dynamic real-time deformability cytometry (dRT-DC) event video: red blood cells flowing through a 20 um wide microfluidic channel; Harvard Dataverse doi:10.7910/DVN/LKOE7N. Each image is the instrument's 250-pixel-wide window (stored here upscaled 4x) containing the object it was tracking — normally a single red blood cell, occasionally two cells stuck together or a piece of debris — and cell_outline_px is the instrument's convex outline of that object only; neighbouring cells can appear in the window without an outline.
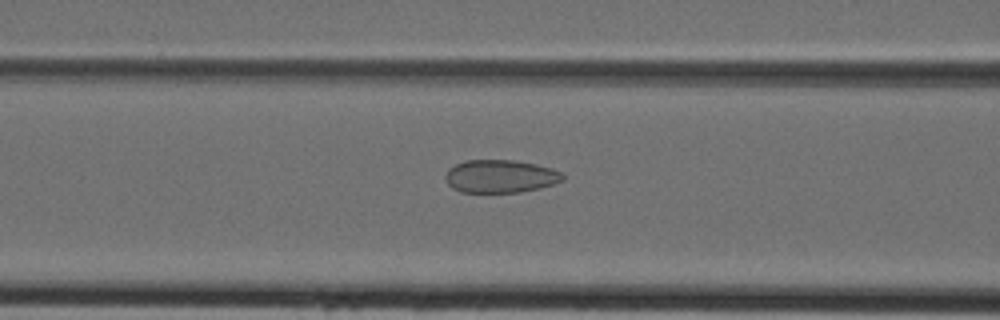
{"species": "Egyptian fruit bat (a non-hibernating species)", "species_latin": "Rousettus aegyptiacus", "temperature_condition": "cold", "stored_images_in_passage": 41, "camera_frame_rate_fps": 3000, "um_per_image_px": 0.085, "animal": {"sex": "female"}, "frame": {"image": 1, "passage_image": 15, "time_ms": 4.667, "image_size_px": [1000, 320], "cell_outline_px": [[564, 180], [540, 188], [520, 192], [460, 192], [452, 188], [448, 184], [444, 176], [448, 168], [464, 160], [512, 160], [536, 164], [552, 168], [560, 172], [564, 176]], "centroid_in_image_um": [42.5, 14.98], "position_along_channel_um": 124.1, "area_um2": 22.6}}
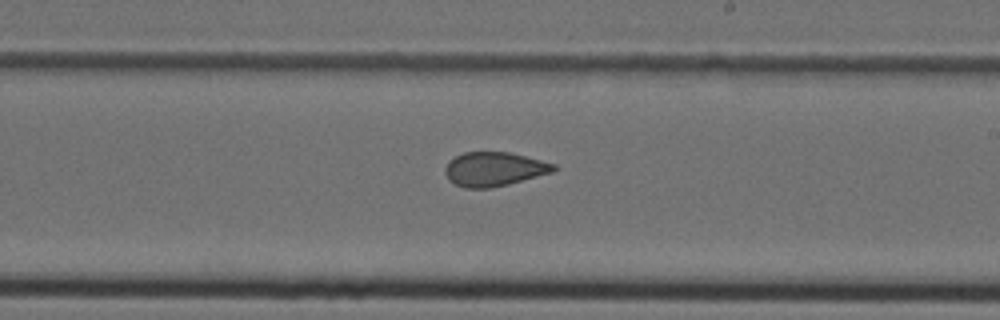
{"frame": {"image": 2, "passage_image": 23, "time_ms": 7.333, "image_size_px": [1000, 320], "cell_outline_px": [[556, 168], [552, 172], [508, 184], [492, 188], [464, 188], [448, 180], [444, 172], [444, 168], [448, 160], [464, 152], [508, 152], [556, 164]], "centroid_in_image_um": [41.94, 14.38], "position_along_channel_um": 247.1, "area_um2": 21.5}}
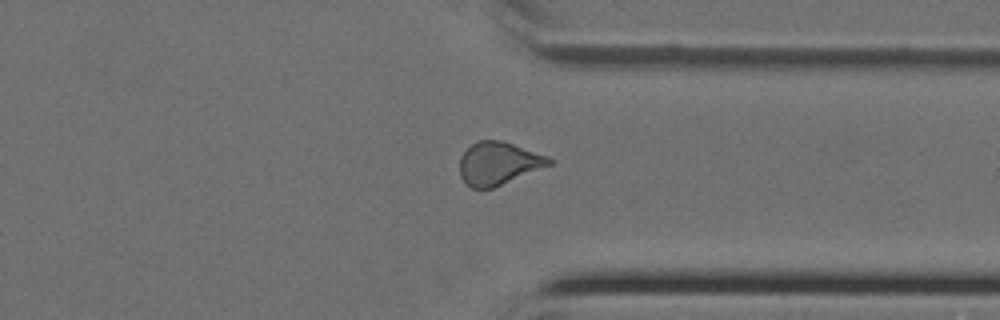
{"frame": {"image": 3, "passage_image": 31, "time_ms": 10.0, "image_size_px": [1000, 320], "cell_outline_px": [[556, 160], [552, 164], [492, 188], [472, 188], [464, 184], [460, 176], [460, 156], [476, 140], [500, 140], [548, 156]], "centroid_in_image_um": [42.35, 13.89], "position_along_channel_um": 369.0, "area_um2": 22.25}}